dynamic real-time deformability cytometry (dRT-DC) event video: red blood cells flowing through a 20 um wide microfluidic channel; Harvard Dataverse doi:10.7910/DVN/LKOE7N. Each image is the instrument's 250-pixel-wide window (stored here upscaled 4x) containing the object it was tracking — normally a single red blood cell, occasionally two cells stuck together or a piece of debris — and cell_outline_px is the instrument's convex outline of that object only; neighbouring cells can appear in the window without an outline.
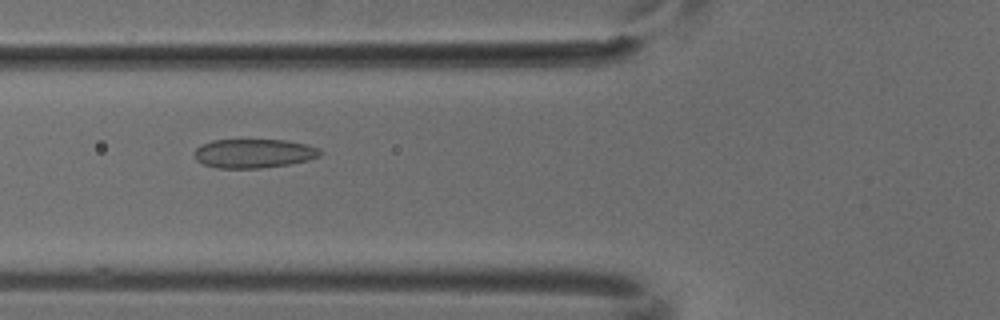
{"species": "common noctule bat (a hibernating species)", "species_latin": "Nyctalus noctula", "temperature_condition": "cold", "stored_images_in_passage": 7, "camera_frame_rate_fps": 3000, "um_per_image_px": 0.085, "animal": {"sex": "male", "body_mass_g": 18.8}, "frame": {"image": 1, "passage_image": 5, "time_ms": 1.333, "image_size_px": [1000, 320], "cell_outline_px": [[324, 152], [320, 156], [308, 160], [288, 164], [260, 168], [216, 168], [204, 164], [196, 160], [192, 152], [200, 144], [212, 140], [284, 140], [304, 144], [320, 148]], "centroid_in_image_um": [21.54, 13.04], "position_along_channel_um": 104.3, "area_um2": 21.39}}
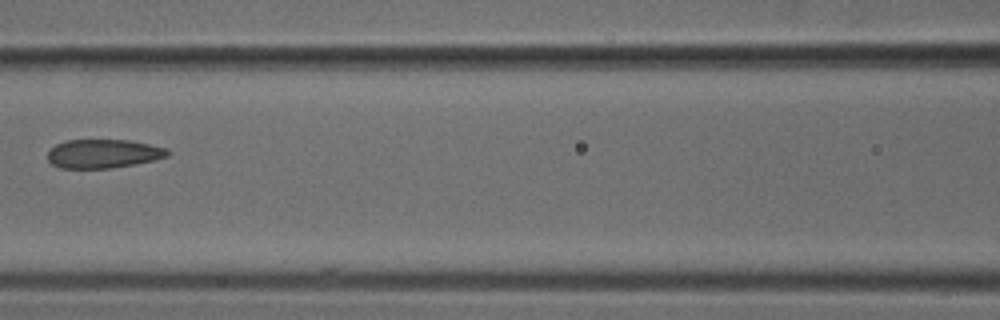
{"frame": {"image": 2, "passage_image": 6, "time_ms": 1.667, "image_size_px": [1000, 320], "cell_outline_px": [[168, 156], [152, 160], [112, 168], [60, 168], [52, 164], [48, 160], [48, 152], [56, 144], [64, 140], [128, 140], [168, 148]], "centroid_in_image_um": [8.75, 13.06], "position_along_channel_um": 157.9, "area_um2": 19.94}}
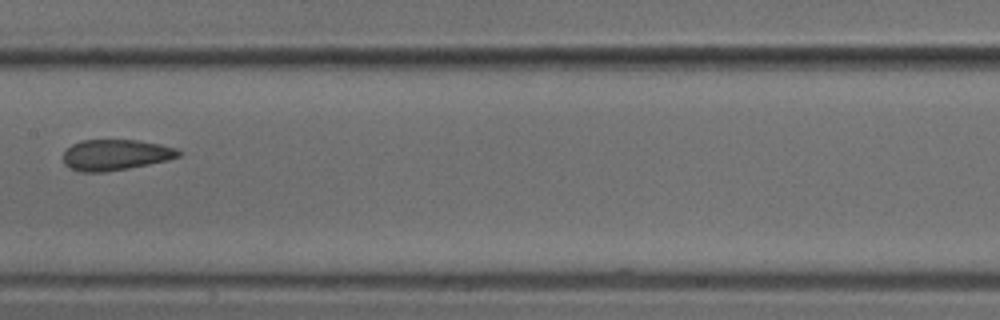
{"frame": {"image": 3, "passage_image": 7, "time_ms": 2.0, "image_size_px": [1000, 320], "cell_outline_px": [[184, 152], [180, 156], [168, 160], [128, 168], [104, 172], [80, 172], [68, 168], [64, 164], [64, 152], [72, 144], [80, 140], [136, 140], [160, 144], [176, 148]], "centroid_in_image_um": [9.82, 13.16], "position_along_channel_um": 197.6, "area_um2": 20.81}}